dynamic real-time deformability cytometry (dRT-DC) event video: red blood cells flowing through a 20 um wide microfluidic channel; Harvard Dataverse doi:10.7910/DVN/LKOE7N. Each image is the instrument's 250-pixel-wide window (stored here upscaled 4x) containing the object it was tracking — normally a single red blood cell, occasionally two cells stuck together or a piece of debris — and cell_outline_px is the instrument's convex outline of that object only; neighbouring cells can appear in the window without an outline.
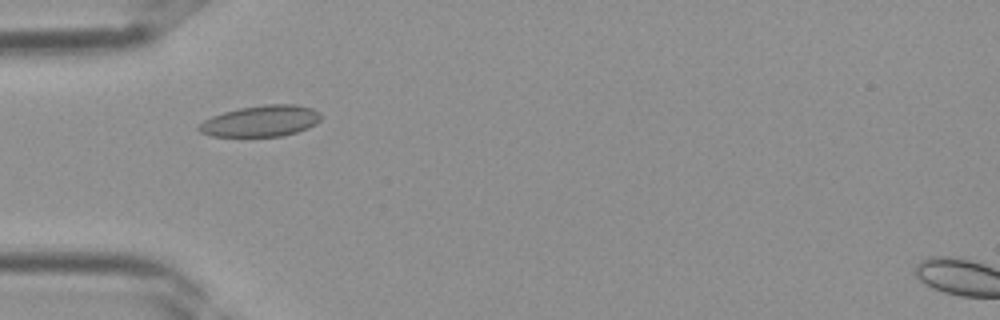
{"species": "Egyptian fruit bat (a non-hibernating species)", "species_latin": "Rousettus aegyptiacus", "temperature_condition": "room temperature", "stored_images_in_passage": 37, "camera_frame_rate_fps": 3000, "um_per_image_px": 0.085, "frame": {"image": 1, "passage_image": 11, "time_ms": 3.333, "image_size_px": [1000, 320], "cell_outline_px": [[320, 120], [316, 124], [308, 128], [284, 136], [212, 136], [200, 132], [196, 128], [204, 120], [212, 116], [224, 112], [240, 108], [268, 104], [296, 104], [312, 108], [320, 112]], "centroid_in_image_um": [22.19, 10.29], "position_along_channel_um": 62.8, "area_um2": 22.14}}
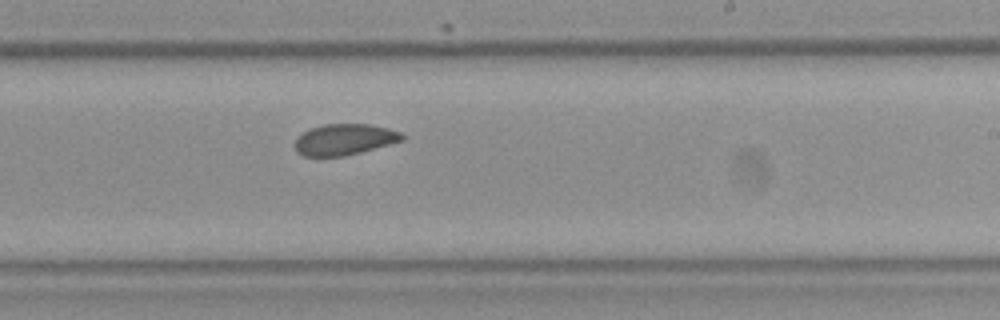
{"frame": {"image": 2, "passage_image": 22, "time_ms": 7.0, "image_size_px": [1000, 320], "cell_outline_px": [[404, 140], [360, 152], [344, 156], [304, 156], [296, 152], [296, 140], [304, 132], [312, 128], [324, 124], [372, 124], [388, 128], [400, 132], [404, 136]], "centroid_in_image_um": [29.3, 11.85], "position_along_channel_um": 259.7, "area_um2": 19.19}}
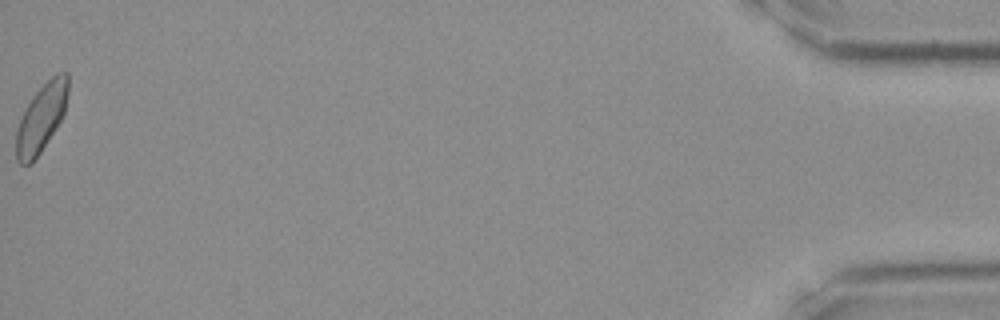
{"frame": {"image": 3, "passage_image": 37, "time_ms": 12.0, "image_size_px": [1000, 320], "cell_outline_px": [[68, 92], [64, 112], [56, 128], [32, 164], [20, 164], [16, 160], [16, 132], [20, 120], [28, 104], [36, 92], [56, 72], [68, 72]], "centroid_in_image_um": [3.52, 10.03], "position_along_channel_um": 431.7, "area_um2": 20.23}}